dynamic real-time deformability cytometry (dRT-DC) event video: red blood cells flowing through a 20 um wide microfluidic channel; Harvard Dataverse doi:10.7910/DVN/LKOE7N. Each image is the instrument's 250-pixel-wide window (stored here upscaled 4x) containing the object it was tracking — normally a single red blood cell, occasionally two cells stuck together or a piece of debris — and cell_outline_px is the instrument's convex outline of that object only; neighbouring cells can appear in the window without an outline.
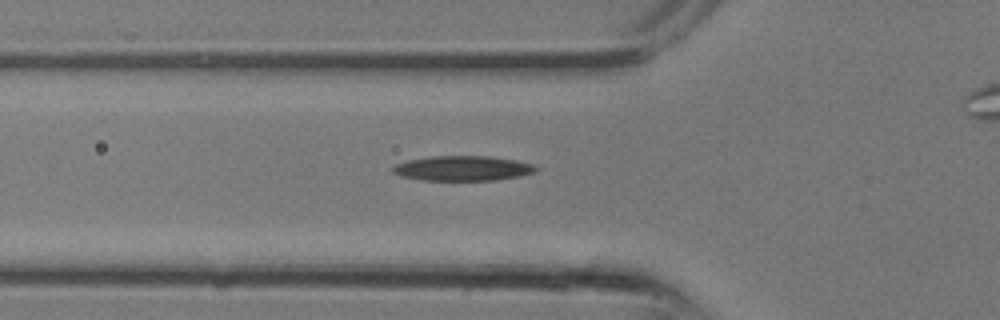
{"species": "common noctule bat (a hibernating species)", "species_latin": "Nyctalus noctula", "temperature_condition": "room temperature", "stored_images_in_passage": 6, "camera_frame_rate_fps": 3000, "um_per_image_px": 0.085, "animal": {"sex": "male", "body_mass_g": 13.3}, "frame": {"image": 1, "passage_image": 4, "time_ms": 1.0, "image_size_px": [1000, 320], "cell_outline_px": [[540, 168], [536, 172], [520, 176], [496, 180], [420, 180], [400, 176], [392, 172], [392, 168], [396, 164], [408, 160], [432, 156], [488, 156], [516, 160], [532, 164]], "centroid_in_image_um": [39.35, 14.31], "position_along_channel_um": 86.5, "area_um2": 20.87}}
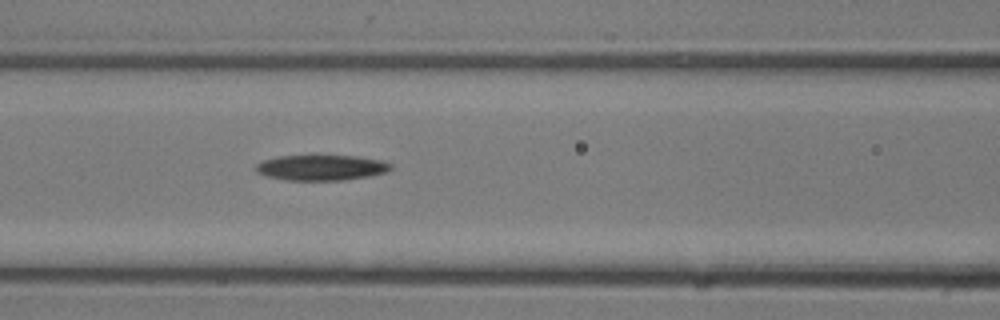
{"frame": {"image": 2, "passage_image": 6, "time_ms": 1.667, "image_size_px": [1000, 320], "cell_outline_px": [[392, 168], [388, 172], [372, 176], [344, 180], [288, 180], [268, 176], [256, 172], [252, 168], [256, 164], [264, 160], [280, 156], [356, 156], [380, 160], [392, 164]], "centroid_in_image_um": [27.33, 14.25], "position_along_channel_um": 139.3, "area_um2": 20.06}}